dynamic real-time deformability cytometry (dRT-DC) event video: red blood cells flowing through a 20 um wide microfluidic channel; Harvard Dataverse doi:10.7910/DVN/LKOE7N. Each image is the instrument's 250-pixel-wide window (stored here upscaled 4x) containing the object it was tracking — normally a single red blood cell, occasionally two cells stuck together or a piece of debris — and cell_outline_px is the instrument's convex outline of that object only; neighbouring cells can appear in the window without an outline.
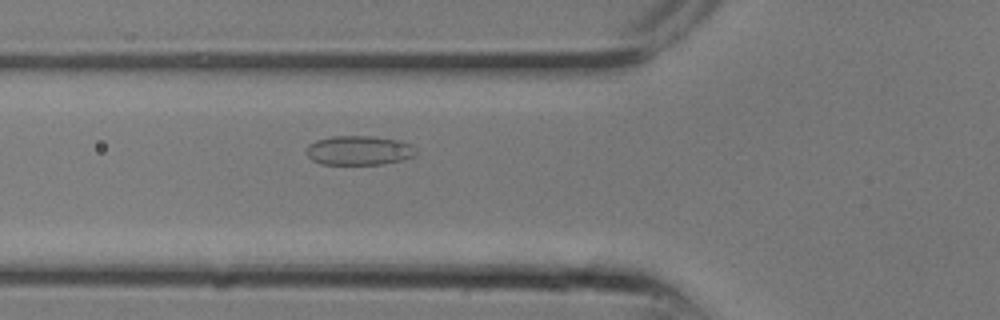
{"species": "common noctule bat (a hibernating species)", "species_latin": "Nyctalus noctula", "temperature_condition": "room temperature", "stored_images_in_passage": 9, "camera_frame_rate_fps": 3000, "um_per_image_px": 0.085, "animal": {"sex": "male", "body_mass_g": 13.3}, "frame": {"image": 1, "passage_image": 9, "time_ms": 2.667, "image_size_px": [1000, 320], "cell_outline_px": [[416, 156], [404, 160], [384, 164], [320, 164], [312, 160], [308, 156], [308, 144], [316, 140], [332, 136], [372, 136], [400, 140], [412, 144], [416, 148]], "centroid_in_image_um": [30.57, 12.78], "position_along_channel_um": 95.2, "area_um2": 18.96}}